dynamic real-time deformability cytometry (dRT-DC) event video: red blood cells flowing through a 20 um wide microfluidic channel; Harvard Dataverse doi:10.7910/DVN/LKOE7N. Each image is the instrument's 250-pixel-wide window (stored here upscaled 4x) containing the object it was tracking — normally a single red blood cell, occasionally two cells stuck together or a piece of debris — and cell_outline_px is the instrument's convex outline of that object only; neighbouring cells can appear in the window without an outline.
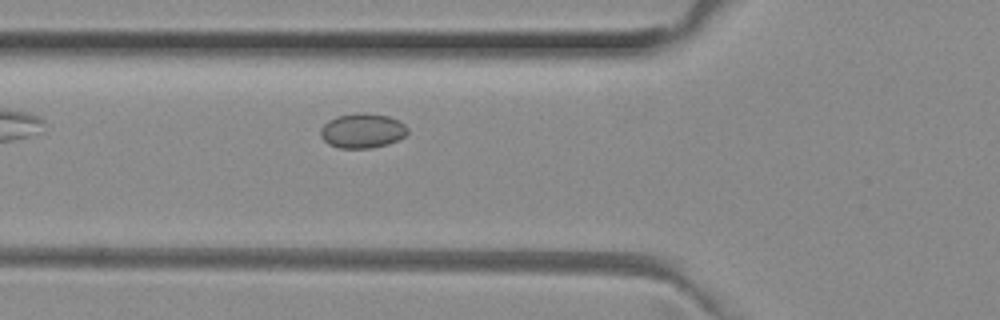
{"species": "common noctule bat (a hibernating species)", "species_latin": "Nyctalus noctula", "temperature_condition": "room temperature", "stored_images_in_passage": 32, "camera_frame_rate_fps": 3000, "um_per_image_px": 0.085, "animal": {"sex": "female", "body_mass_g": 29.2, "forearm_length_mm": 56.3}, "frame": {"image": 1, "passage_image": 3, "time_ms": 0.667, "image_size_px": [1000, 320], "cell_outline_px": [[408, 132], [404, 136], [388, 144], [368, 148], [340, 148], [328, 144], [320, 136], [320, 128], [328, 120], [336, 116], [356, 112], [368, 112], [388, 116], [404, 124], [408, 128]], "centroid_in_image_um": [30.77, 11.09], "position_along_channel_um": 95.0, "area_um2": 17.69}}
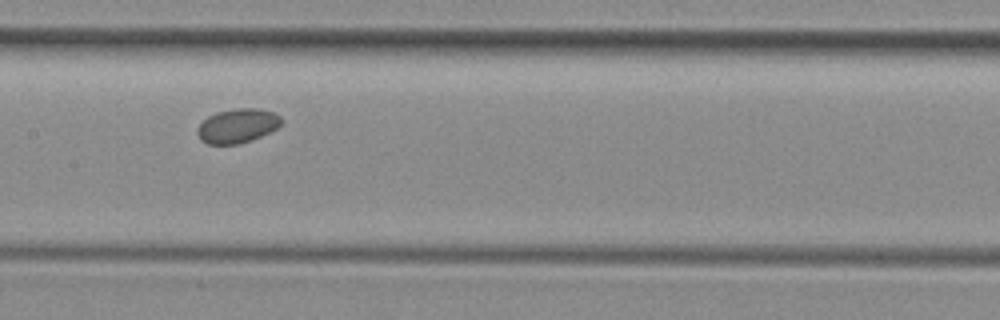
{"frame": {"image": 2, "passage_image": 10, "time_ms": 3.0, "image_size_px": [1000, 320], "cell_outline_px": [[284, 120], [276, 128], [260, 136], [240, 144], [208, 144], [200, 140], [196, 132], [196, 128], [208, 116], [216, 112], [236, 108], [260, 108], [272, 112], [280, 116]], "centroid_in_image_um": [20.16, 10.69], "position_along_channel_um": 187.2, "area_um2": 16.76}}
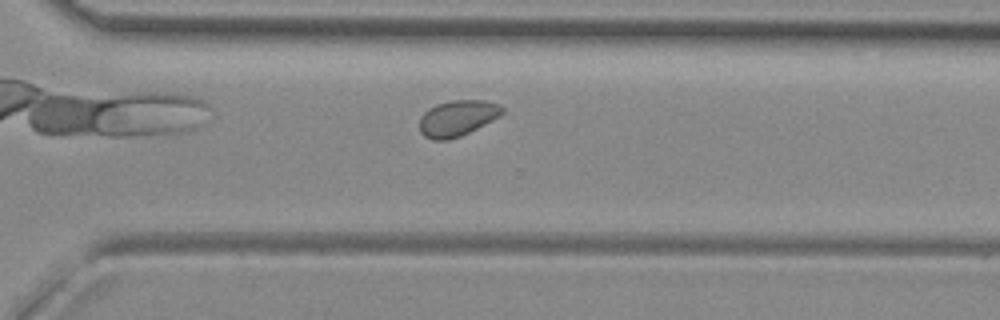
{"frame": {"image": 3, "passage_image": 21, "time_ms": 6.667, "image_size_px": [1000, 320], "cell_outline_px": [[504, 112], [500, 116], [460, 136], [448, 140], [432, 140], [424, 136], [420, 132], [420, 116], [428, 108], [436, 104], [452, 100], [484, 100], [496, 104], [504, 108]], "centroid_in_image_um": [38.84, 10.04], "position_along_channel_um": 331.8, "area_um2": 17.22}}